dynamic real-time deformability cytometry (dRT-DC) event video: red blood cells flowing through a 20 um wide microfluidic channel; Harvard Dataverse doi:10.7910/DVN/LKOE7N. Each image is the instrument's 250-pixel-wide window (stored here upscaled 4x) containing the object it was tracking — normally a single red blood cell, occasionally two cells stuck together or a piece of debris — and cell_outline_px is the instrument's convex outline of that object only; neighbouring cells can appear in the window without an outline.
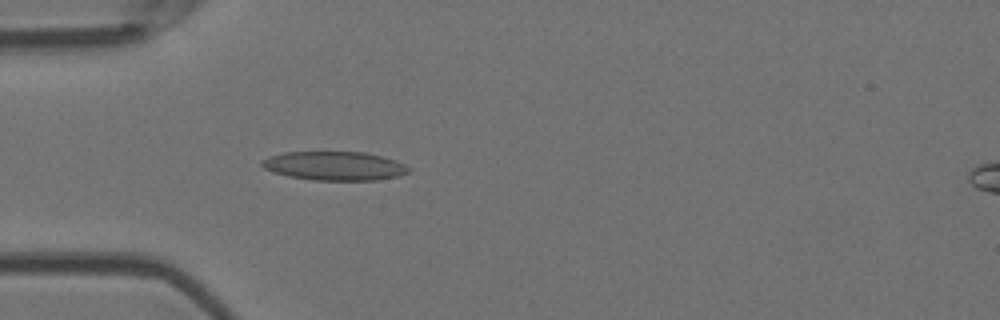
{"species": "Egyptian fruit bat (a non-hibernating species)", "species_latin": "Rousettus aegyptiacus", "temperature_condition": "room temperature", "stored_images_in_passage": 5, "camera_frame_rate_fps": 3000, "um_per_image_px": 0.085, "animal": {"sex": "female"}, "frame": {"image": 1, "passage_image": 4, "time_ms": 1.0, "image_size_px": [1000, 320], "cell_outline_px": [[412, 168], [408, 172], [400, 176], [376, 180], [312, 180], [288, 176], [272, 172], [264, 168], [260, 164], [260, 160], [268, 156], [284, 152], [364, 152], [396, 160]], "centroid_in_image_um": [28.41, 14.1], "position_along_channel_um": 56.6, "area_um2": 24.85}}